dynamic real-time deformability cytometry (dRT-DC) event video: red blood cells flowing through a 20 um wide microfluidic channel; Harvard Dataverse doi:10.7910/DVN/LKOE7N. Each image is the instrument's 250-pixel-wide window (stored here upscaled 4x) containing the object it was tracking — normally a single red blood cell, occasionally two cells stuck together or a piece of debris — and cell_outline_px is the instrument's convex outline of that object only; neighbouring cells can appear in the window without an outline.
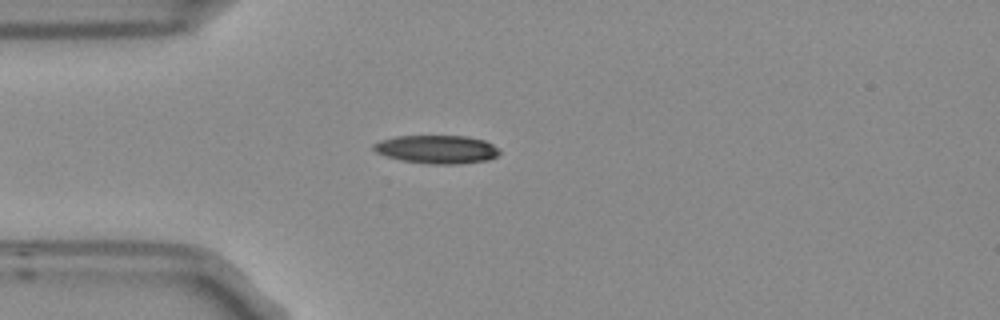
{"species": "Egyptian fruit bat (a non-hibernating species)", "species_latin": "Rousettus aegyptiacus", "temperature_condition": "room temperature", "stored_images_in_passage": 3, "camera_frame_rate_fps": 3000, "um_per_image_px": 0.085, "frame": {"image": 1, "passage_image": 3, "time_ms": 0.667, "image_size_px": [1000, 320], "cell_outline_px": [[500, 152], [496, 156], [488, 160], [460, 164], [428, 164], [400, 160], [376, 152], [372, 148], [372, 144], [380, 140], [396, 136], [468, 136], [484, 140], [500, 148]], "centroid_in_image_um": [37.14, 12.69], "position_along_channel_um": 47.9, "area_um2": 20.92}}